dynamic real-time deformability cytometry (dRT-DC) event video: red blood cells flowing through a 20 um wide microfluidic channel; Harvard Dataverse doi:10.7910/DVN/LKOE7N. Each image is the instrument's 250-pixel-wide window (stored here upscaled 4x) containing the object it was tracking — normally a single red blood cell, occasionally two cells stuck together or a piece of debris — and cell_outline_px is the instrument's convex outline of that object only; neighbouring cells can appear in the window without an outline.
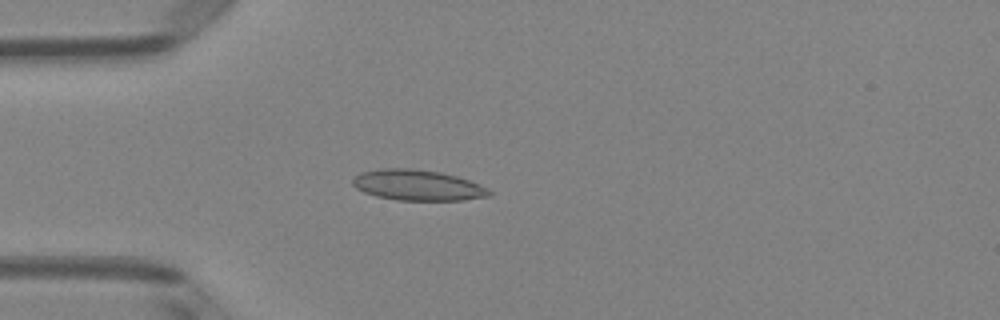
{"species": "Egyptian fruit bat (a non-hibernating species)", "species_latin": "Rousettus aegyptiacus", "temperature_condition": "room temperature", "stored_images_in_passage": 4, "camera_frame_rate_fps": 3000, "um_per_image_px": 0.085, "animal": {"sex": "female"}, "frame": {"image": 1, "passage_image": 4, "time_ms": 1.0, "image_size_px": [1000, 320], "cell_outline_px": [[492, 196], [464, 200], [396, 200], [376, 196], [364, 192], [356, 188], [352, 184], [352, 180], [360, 172], [384, 168], [412, 168], [440, 172], [456, 176], [468, 180], [492, 192]], "centroid_in_image_um": [35.47, 15.74], "position_along_channel_um": 49.5, "area_um2": 24.28}}